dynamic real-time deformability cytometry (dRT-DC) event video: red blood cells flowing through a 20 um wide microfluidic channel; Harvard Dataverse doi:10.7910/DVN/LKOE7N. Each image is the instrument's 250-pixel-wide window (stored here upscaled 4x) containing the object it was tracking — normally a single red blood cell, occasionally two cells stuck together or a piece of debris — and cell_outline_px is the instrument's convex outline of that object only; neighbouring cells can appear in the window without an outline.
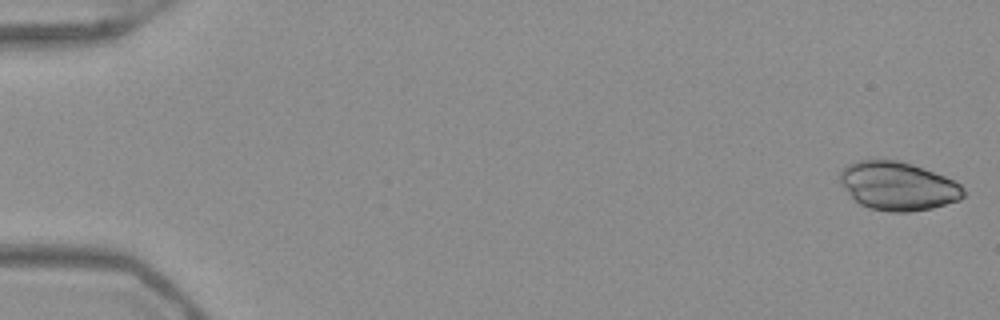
{"species": "Egyptian fruit bat (a non-hibernating species)", "species_latin": "Rousettus aegyptiacus", "temperature_condition": "warm", "stored_images_in_passage": 50, "camera_frame_rate_fps": 3000, "um_per_image_px": 0.085, "frame": {"image": 1, "passage_image": 1, "time_ms": 0.0, "image_size_px": [1000, 320], "cell_outline_px": [[964, 196], [960, 200], [932, 208], [908, 212], [888, 212], [868, 208], [860, 204], [840, 184], [840, 172], [848, 164], [860, 160], [896, 160], [912, 164], [944, 176], [960, 184], [964, 188]], "centroid_in_image_um": [76.33, 15.82], "position_along_channel_um": 8.7, "area_um2": 34.74}}